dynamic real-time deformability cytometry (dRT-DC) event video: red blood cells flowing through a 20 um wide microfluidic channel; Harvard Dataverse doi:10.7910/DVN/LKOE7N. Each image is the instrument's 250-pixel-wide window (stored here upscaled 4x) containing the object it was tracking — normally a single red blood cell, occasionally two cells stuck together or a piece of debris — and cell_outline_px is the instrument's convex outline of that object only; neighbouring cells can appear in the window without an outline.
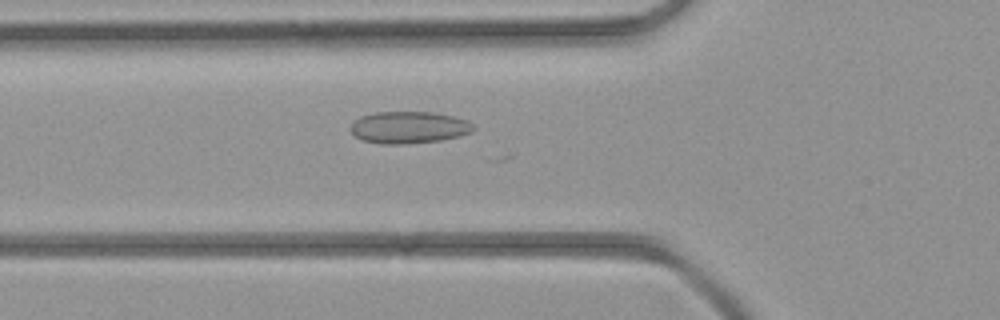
{"species": "common noctule bat (a hibernating species)", "species_latin": "Nyctalus noctula", "temperature_condition": "room temperature", "stored_images_in_passage": 32, "camera_frame_rate_fps": 3000, "um_per_image_px": 0.085, "animal": {"sex": "female", "body_mass_g": 21.9}, "frame": {"image": 1, "passage_image": 8, "time_ms": 2.333, "image_size_px": [1000, 320], "cell_outline_px": [[476, 128], [472, 132], [460, 136], [440, 140], [408, 144], [380, 144], [364, 140], [356, 136], [352, 132], [352, 124], [360, 116], [376, 112], [432, 112], [452, 116], [468, 120], [476, 124]], "centroid_in_image_um": [34.82, 10.83], "position_along_channel_um": 91.0, "area_um2": 22.95}}
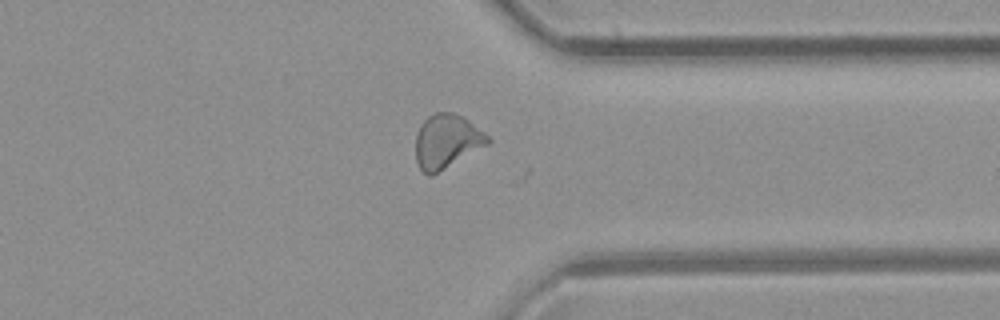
{"frame": {"image": 2, "passage_image": 26, "time_ms": 8.333, "image_size_px": [1000, 320], "cell_outline_px": [[492, 140], [488, 144], [432, 176], [428, 176], [420, 168], [416, 160], [416, 132], [420, 124], [428, 116], [436, 112], [452, 112], [464, 116], [484, 132]], "centroid_in_image_um": [37.96, 12.0], "position_along_channel_um": 373.4, "area_um2": 22.77}}